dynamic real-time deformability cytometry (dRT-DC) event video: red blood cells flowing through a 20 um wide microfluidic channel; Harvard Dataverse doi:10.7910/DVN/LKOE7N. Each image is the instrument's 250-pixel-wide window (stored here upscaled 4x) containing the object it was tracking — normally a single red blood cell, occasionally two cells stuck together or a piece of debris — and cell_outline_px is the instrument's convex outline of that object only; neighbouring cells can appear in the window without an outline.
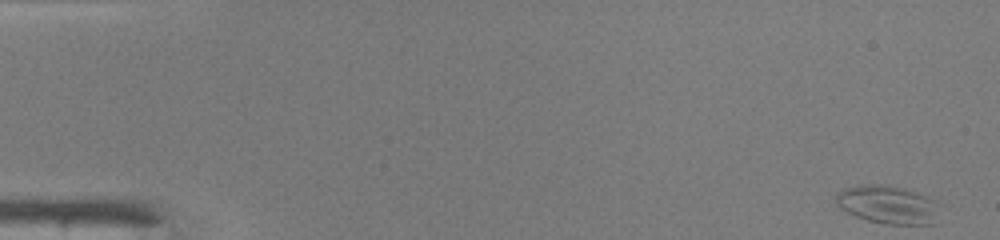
{"species": "common noctule bat (a hibernating species)", "species_latin": "Nyctalus noctula", "temperature_condition": "warm", "stored_images_in_passage": 48, "camera_frame_rate_fps": 3000, "um_per_image_px": 0.085, "animal": {"sex": "male", "body_mass_g": 19.0, "forearm_length_mm": 50.8}, "frame": {"image": 1, "passage_image": 1, "time_ms": 0.0, "image_size_px": [1000, 240], "cell_outline_px": [[944, 204], [940, 224], [888, 224], [868, 220], [856, 216], [840, 208], [836, 204], [836, 192], [844, 188], [860, 184], [880, 184], [900, 188], [924, 196]], "centroid_in_image_um": [75.58, 17.42], "position_along_channel_um": 9.4, "area_um2": 23.64}}
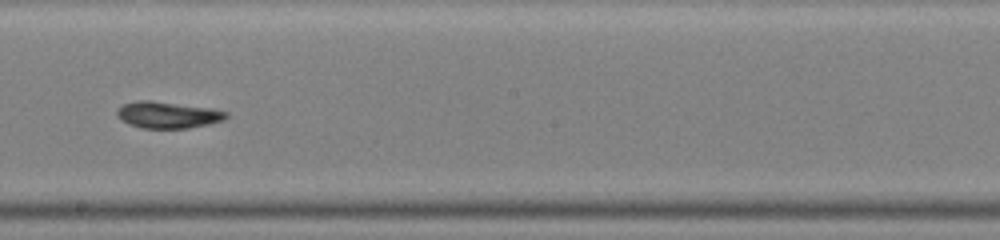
{"frame": {"image": 2, "passage_image": 28, "time_ms": 9.0, "image_size_px": [1000, 240], "cell_outline_px": [[228, 116], [224, 120], [208, 124], [188, 128], [144, 128], [128, 124], [116, 116], [116, 112], [124, 104], [140, 100], [148, 100], [212, 108], [228, 112]], "centroid_in_image_um": [14.28, 9.77], "position_along_channel_um": 233.9, "area_um2": 16.76}}
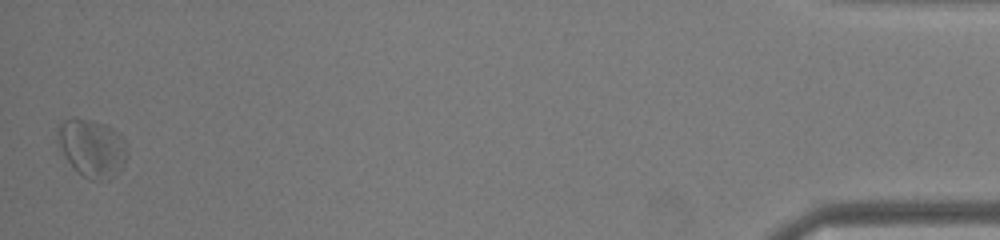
{"frame": {"image": 3, "passage_image": 48, "time_ms": 15.667, "image_size_px": [1000, 240], "cell_outline_px": [[128, 156], [124, 164], [116, 176], [108, 180], [88, 180], [68, 160], [60, 144], [56, 132], [56, 128], [64, 120], [92, 120], [104, 124], [112, 128], [124, 136], [128, 152]], "centroid_in_image_um": [7.9, 12.6], "position_along_channel_um": 427.3, "area_um2": 23.18}, "authors_computed_cell_mechanics": {"area_um2": 18.0047, "velocity_mm_per_s": 4.174, "shape_relaxation_time_tau1_ms": 0.8263, "shape_relaxation_time_tau2_ms": 3.8907, "deformation_change_tau1": 0.0946, "deformation_change_tau2": 0.1171}}